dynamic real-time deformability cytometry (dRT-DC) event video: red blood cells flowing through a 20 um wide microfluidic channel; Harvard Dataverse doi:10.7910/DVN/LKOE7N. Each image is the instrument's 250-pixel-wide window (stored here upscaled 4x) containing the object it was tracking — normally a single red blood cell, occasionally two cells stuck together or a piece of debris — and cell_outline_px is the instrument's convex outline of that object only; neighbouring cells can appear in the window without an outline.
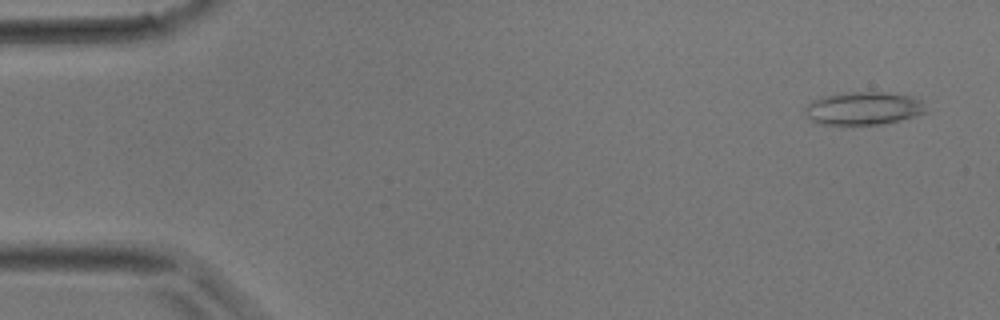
{"species": "common noctule bat (a hibernating species)", "species_latin": "Nyctalus noctula", "temperature_condition": "room temperature", "stored_images_in_passage": 3, "camera_frame_rate_fps": 3000, "um_per_image_px": 0.085, "animal": {"sex": "male", "body_mass_g": 17.9}, "frame": {"image": 1, "passage_image": 2, "time_ms": 0.333, "image_size_px": [1000, 320], "cell_outline_px": [[928, 112], [900, 120], [884, 124], [816, 124], [804, 112], [804, 108], [812, 100], [824, 96], [840, 92], [884, 92], [912, 96], [924, 100]], "centroid_in_image_um": [73.43, 9.2], "position_along_channel_um": 11.6, "area_um2": 23.52}}